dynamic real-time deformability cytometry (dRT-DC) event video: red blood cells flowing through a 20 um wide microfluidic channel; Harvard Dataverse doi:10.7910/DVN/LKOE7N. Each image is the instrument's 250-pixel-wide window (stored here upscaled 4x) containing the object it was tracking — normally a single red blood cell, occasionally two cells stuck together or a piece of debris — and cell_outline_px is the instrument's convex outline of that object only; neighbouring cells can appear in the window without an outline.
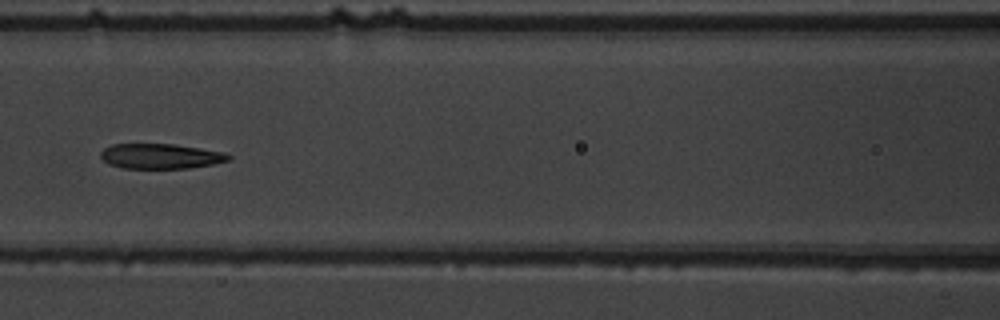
{"species": "common noctule bat (a hibernating species)", "species_latin": "Nyctalus noctula", "temperature_condition": "warm", "stored_images_in_passage": 9, "camera_frame_rate_fps": 3000, "um_per_image_px": 0.085, "animal": {"sex": "male", "body_mass_g": 19.5, "forearm_length_mm": 54.6}, "frame": {"image": 1, "passage_image": 7, "time_ms": 7.333, "image_size_px": [1000, 320], "cell_outline_px": [[232, 160], [212, 164], [188, 168], [124, 168], [108, 164], [100, 156], [100, 152], [104, 148], [112, 144], [172, 144], [200, 148], [224, 152], [232, 156]], "centroid_in_image_um": [13.66, 13.27], "position_along_channel_um": 152.9, "area_um2": 18.67}}
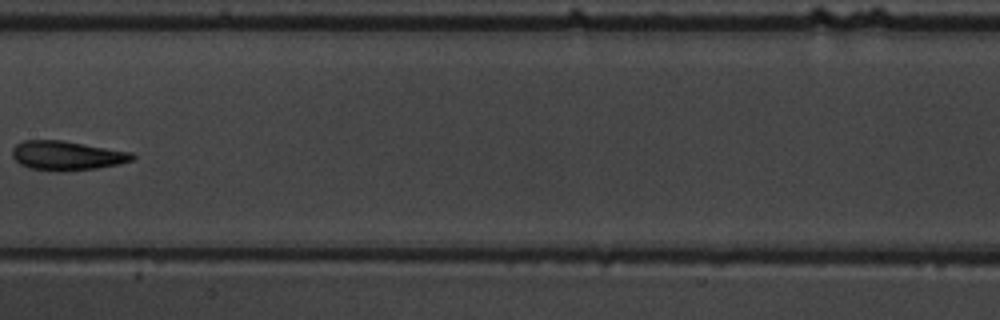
{"frame": {"image": 2, "passage_image": 8, "time_ms": 8.667, "image_size_px": [1000, 320], "cell_outline_px": [[136, 156], [132, 160], [120, 164], [96, 168], [56, 172], [28, 168], [20, 164], [12, 156], [12, 148], [16, 144], [24, 140], [60, 140], [132, 152]], "centroid_in_image_um": [5.66, 13.23], "position_along_channel_um": 201.7, "area_um2": 20.52}}
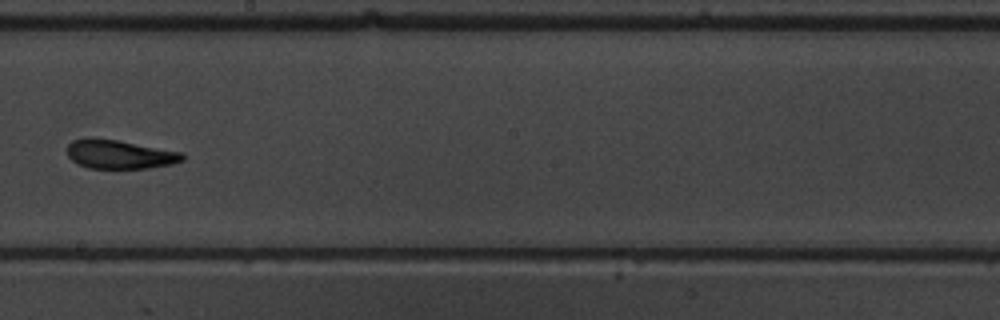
{"frame": {"image": 3, "passage_image": 9, "time_ms": 9.667, "image_size_px": [1000, 320], "cell_outline_px": [[184, 160], [172, 164], [148, 168], [88, 168], [76, 164], [68, 156], [68, 144], [72, 140], [116, 140], [184, 152]], "centroid_in_image_um": [10.22, 13.15], "position_along_channel_um": 238.0, "area_um2": 18.96}}